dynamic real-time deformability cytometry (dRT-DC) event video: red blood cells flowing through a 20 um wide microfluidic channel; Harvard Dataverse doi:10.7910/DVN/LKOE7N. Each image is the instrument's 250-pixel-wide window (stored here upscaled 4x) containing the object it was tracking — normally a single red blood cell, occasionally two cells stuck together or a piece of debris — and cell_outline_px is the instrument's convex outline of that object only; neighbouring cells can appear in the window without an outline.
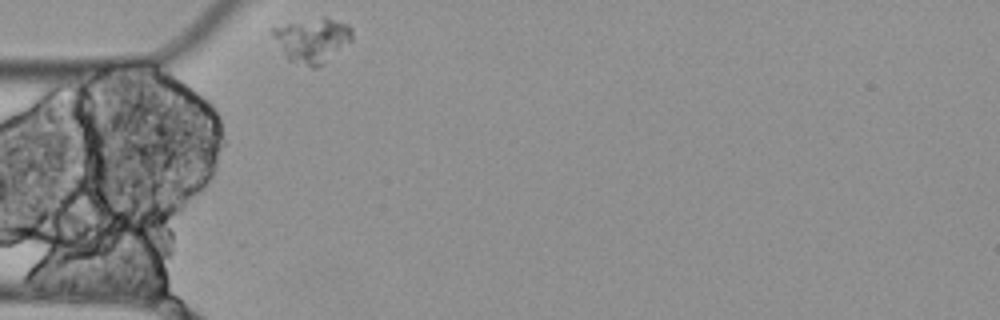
{"species": "Egyptian fruit bat (a non-hibernating species)", "species_latin": "Rousettus aegyptiacus", "temperature_condition": "cold", "stored_images_in_passage": 1, "camera_frame_rate_fps": 3000, "um_per_image_px": 0.085, "animal": {"sex": "female"}, "frame": {"image": 1, "passage_image": 1, "time_ms": 0.0, "image_size_px": [1000, 320], "cell_outline_px": [[352, 40], [324, 64], [316, 68], [312, 68], [288, 60], [284, 56], [272, 32], [272, 28], [288, 24], [324, 16], [328, 16], [348, 24], [352, 28]], "centroid_in_image_um": [26.59, 3.41], "position_along_channel_um": 58.4, "area_um2": 20.58}}